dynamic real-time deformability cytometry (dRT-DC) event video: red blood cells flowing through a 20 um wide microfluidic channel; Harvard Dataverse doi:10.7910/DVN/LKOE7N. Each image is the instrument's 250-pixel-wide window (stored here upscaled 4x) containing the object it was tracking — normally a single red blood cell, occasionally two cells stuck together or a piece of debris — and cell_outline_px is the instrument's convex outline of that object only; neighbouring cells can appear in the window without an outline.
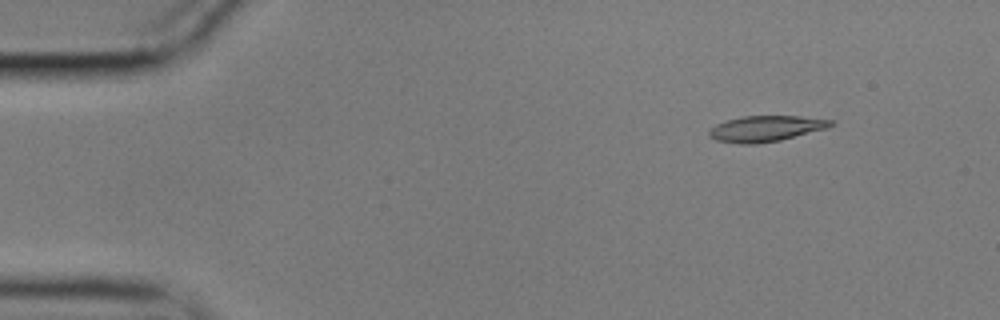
{"species": "common noctule bat (a hibernating species)", "species_latin": "Nyctalus noctula", "temperature_condition": "cold", "stored_images_in_passage": 2, "camera_frame_rate_fps": 3000, "um_per_image_px": 0.085, "animal": {"sex": "male", "body_mass_g": 17.9}, "frame": {"image": 1, "passage_image": 1, "time_ms": 0.0, "image_size_px": [1000, 320], "cell_outline_px": [[836, 124], [828, 128], [780, 140], [756, 144], [740, 144], [716, 140], [708, 136], [708, 132], [716, 124], [728, 120], [744, 116], [796, 116], [836, 120]], "centroid_in_image_um": [65.13, 10.93], "position_along_channel_um": 19.9, "area_um2": 18.32}}